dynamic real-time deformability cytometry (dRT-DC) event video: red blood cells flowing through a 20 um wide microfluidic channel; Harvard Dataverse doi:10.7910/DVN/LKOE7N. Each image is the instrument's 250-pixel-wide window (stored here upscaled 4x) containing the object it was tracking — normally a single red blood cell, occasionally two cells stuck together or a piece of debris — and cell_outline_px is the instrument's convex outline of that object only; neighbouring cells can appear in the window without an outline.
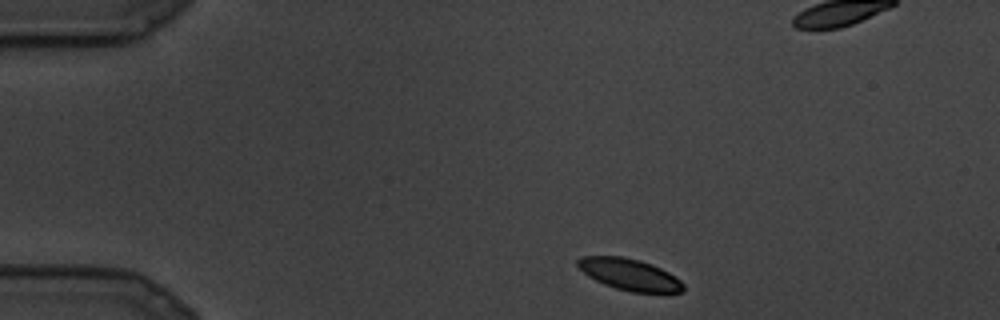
{"species": "common noctule bat (a hibernating species)", "species_latin": "Nyctalus noctula", "temperature_condition": "cold", "stored_images_in_passage": 12, "camera_frame_rate_fps": 3000, "um_per_image_px": 0.085, "animal": {"sex": "male", "body_mass_g": 19.5, "forearm_length_mm": 54.6}, "frame": {"image": 1, "passage_image": 1, "time_ms": 0.0, "image_size_px": [1000, 320], "cell_outline_px": [[684, 292], [632, 292], [616, 288], [604, 284], [588, 276], [576, 264], [576, 260], [580, 256], [624, 256], [640, 260], [652, 264], [676, 276], [684, 284]], "centroid_in_image_um": [53.51, 23.31], "position_along_channel_um": 31.5, "area_um2": 19.42}}
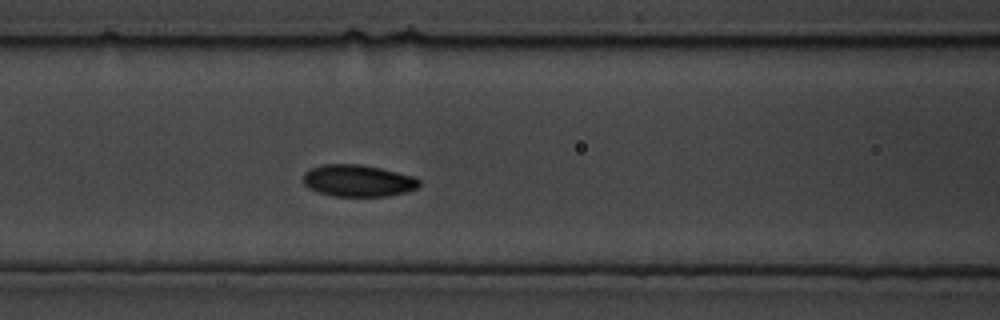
{"frame": {"image": 2, "passage_image": 7, "time_ms": 2.0, "image_size_px": [1000, 320], "cell_outline_px": [[420, 184], [416, 188], [404, 192], [388, 196], [332, 196], [308, 188], [304, 184], [304, 172], [308, 168], [324, 164], [360, 164], [380, 168], [412, 176], [420, 180]], "centroid_in_image_um": [30.39, 15.35], "position_along_channel_um": 136.2, "area_um2": 21.44}}
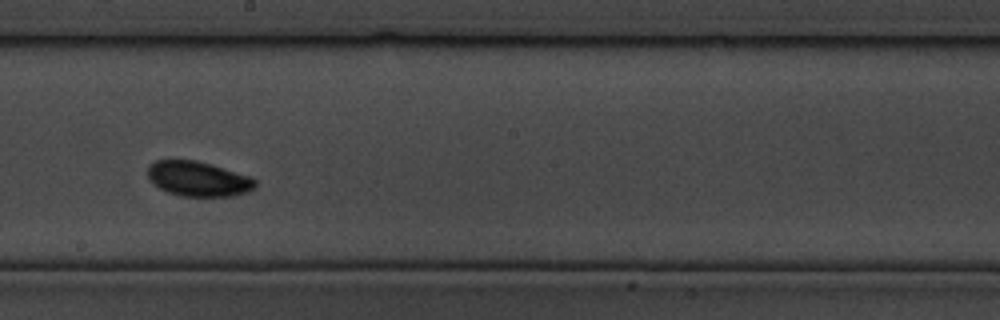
{"frame": {"image": 3, "passage_image": 11, "time_ms": 3.333, "image_size_px": [1000, 320], "cell_outline_px": [[256, 188], [248, 192], [232, 196], [180, 196], [168, 192], [152, 184], [148, 180], [148, 164], [156, 160], [196, 160], [212, 164], [252, 176], [256, 180]], "centroid_in_image_um": [16.86, 15.2], "position_along_channel_um": 231.3, "area_um2": 22.25}}